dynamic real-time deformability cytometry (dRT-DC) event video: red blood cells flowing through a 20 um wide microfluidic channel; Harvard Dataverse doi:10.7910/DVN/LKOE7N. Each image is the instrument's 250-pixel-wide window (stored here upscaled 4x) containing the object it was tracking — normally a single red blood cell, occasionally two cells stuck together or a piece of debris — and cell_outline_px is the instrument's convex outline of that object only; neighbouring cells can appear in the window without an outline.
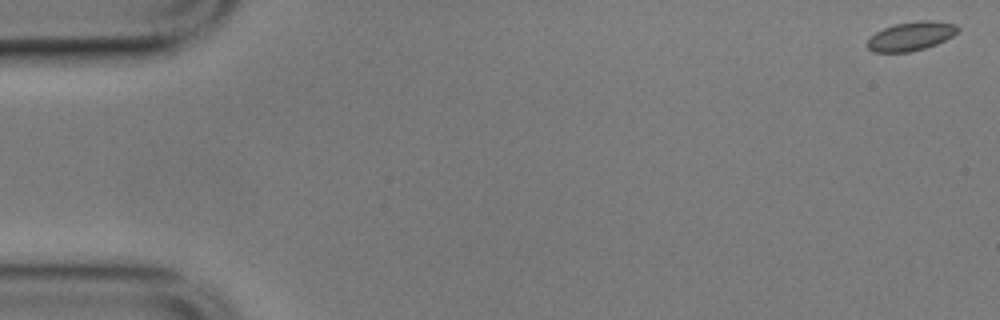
{"species": "common noctule bat (a hibernating species)", "species_latin": "Nyctalus noctula", "temperature_condition": "cold", "stored_images_in_passage": 7, "camera_frame_rate_fps": 3000, "um_per_image_px": 0.085, "animal": {"sex": "male", "body_mass_g": 17.9}, "frame": {"image": 1, "passage_image": 1, "time_ms": 0.0, "image_size_px": [1000, 320], "cell_outline_px": [[960, 28], [952, 36], [936, 44], [912, 52], [872, 52], [864, 44], [876, 32], [884, 28], [896, 24], [916, 20], [932, 20], [956, 24]], "centroid_in_image_um": [77.42, 3.07], "position_along_channel_um": 7.6, "area_um2": 15.26}}